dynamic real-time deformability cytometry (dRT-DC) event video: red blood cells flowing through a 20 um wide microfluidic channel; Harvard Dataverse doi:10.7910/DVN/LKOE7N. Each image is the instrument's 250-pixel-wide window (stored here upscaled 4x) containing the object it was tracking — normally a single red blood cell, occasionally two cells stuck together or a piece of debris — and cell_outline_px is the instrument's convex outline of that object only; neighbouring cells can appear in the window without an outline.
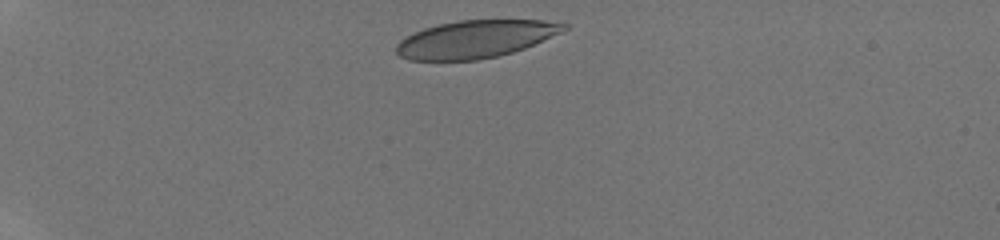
{"species": "human", "species_latin": "Homo sapiens", "temperature_condition": "room temperature", "stored_images_in_passage": 4, "camera_frame_rate_fps": 3000, "um_per_image_px": 0.085, "donor": {"sex": "male"}, "frame": {"image": 1, "passage_image": 1, "time_ms": 0.0, "image_size_px": [1000, 240], "cell_outline_px": [[568, 28], [560, 32], [524, 48], [512, 52], [496, 56], [476, 60], [408, 60], [400, 56], [396, 52], [396, 44], [400, 40], [424, 28], [436, 24], [460, 20], [540, 20], [568, 24]], "centroid_in_image_um": [40.37, 3.32], "position_along_channel_um": 44.6, "area_um2": 36.3}}
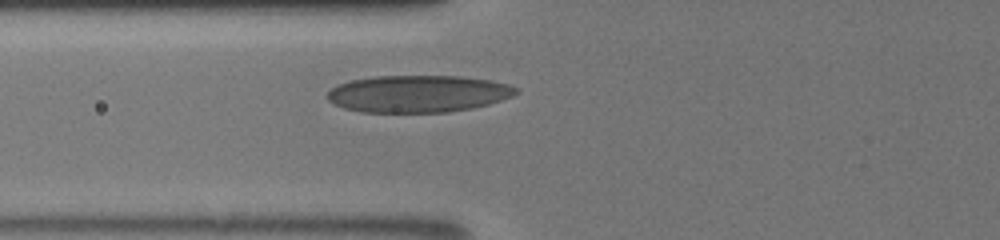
{"frame": {"image": 2, "passage_image": 4, "time_ms": 2.667, "image_size_px": [1000, 240], "cell_outline_px": [[520, 92], [512, 96], [488, 104], [472, 108], [448, 112], [360, 112], [344, 108], [328, 100], [324, 96], [336, 84], [352, 80], [376, 76], [460, 76], [492, 80], [508, 84], [520, 88]], "centroid_in_image_um": [35.55, 7.96], "position_along_channel_um": 90.3, "area_um2": 40.98}}